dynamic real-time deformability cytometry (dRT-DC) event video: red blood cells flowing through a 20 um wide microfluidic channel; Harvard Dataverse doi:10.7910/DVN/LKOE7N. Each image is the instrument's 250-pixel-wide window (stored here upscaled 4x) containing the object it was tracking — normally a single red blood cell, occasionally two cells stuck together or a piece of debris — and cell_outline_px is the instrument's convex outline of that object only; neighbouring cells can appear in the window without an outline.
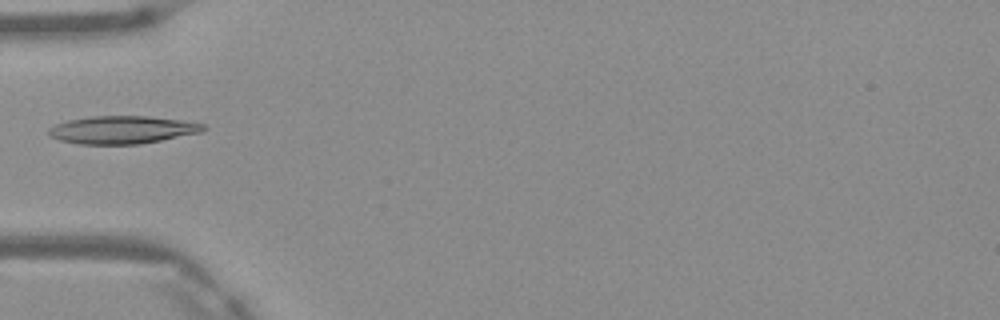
{"species": "Egyptian fruit bat (a non-hibernating species)", "species_latin": "Rousettus aegyptiacus", "temperature_condition": "warm", "stored_images_in_passage": 5, "camera_frame_rate_fps": 3000, "um_per_image_px": 0.085, "frame": {"image": 1, "passage_image": 4, "time_ms": 1.0, "image_size_px": [1000, 320], "cell_outline_px": [[208, 128], [200, 132], [140, 144], [80, 144], [60, 140], [48, 136], [48, 128], [56, 124], [68, 120], [92, 116], [148, 116], [180, 120], [204, 124]], "centroid_in_image_um": [10.36, 11.03], "position_along_channel_um": 74.6, "area_um2": 24.91}}
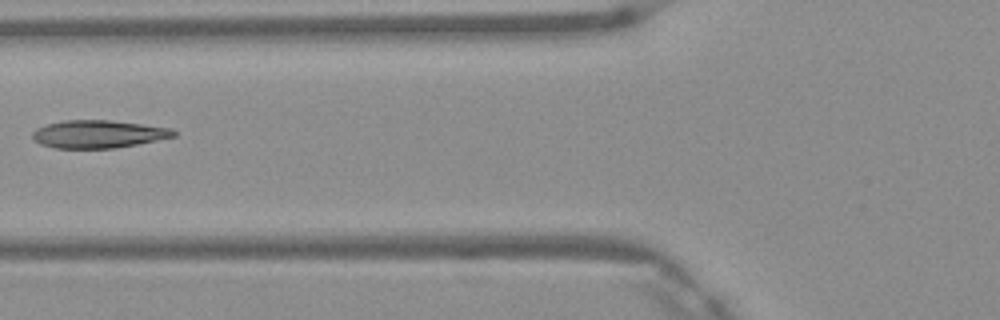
{"frame": {"image": 2, "passage_image": 5, "time_ms": 1.333, "image_size_px": [1000, 320], "cell_outline_px": [[176, 136], [116, 148], [56, 148], [40, 144], [32, 140], [32, 132], [36, 128], [48, 124], [64, 120], [108, 120], [172, 128], [176, 132]], "centroid_in_image_um": [8.32, 11.4], "position_along_channel_um": 117.5, "area_um2": 22.77}}